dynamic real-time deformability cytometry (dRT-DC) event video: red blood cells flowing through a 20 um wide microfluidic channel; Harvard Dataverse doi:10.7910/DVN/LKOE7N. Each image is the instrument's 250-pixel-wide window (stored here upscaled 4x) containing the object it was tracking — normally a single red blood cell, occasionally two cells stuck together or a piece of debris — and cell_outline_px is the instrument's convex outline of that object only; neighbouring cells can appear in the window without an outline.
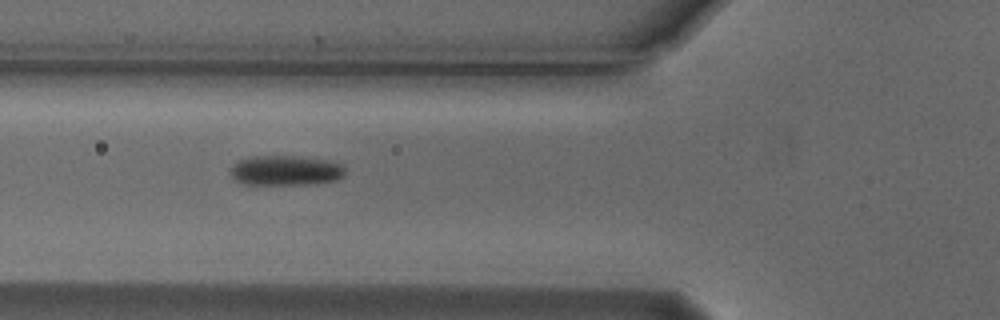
{"species": "Egyptian fruit bat (a non-hibernating species)", "species_latin": "Rousettus aegyptiacus", "temperature_condition": "cold", "stored_images_in_passage": 3, "camera_frame_rate_fps": 3000, "um_per_image_px": 0.085, "animal": {"sex": "male"}, "frame": {"image": 1, "passage_image": 2, "time_ms": 0.333, "image_size_px": [1000, 320], "cell_outline_px": [[344, 176], [336, 180], [308, 184], [244, 184], [236, 180], [232, 176], [232, 164], [240, 160], [252, 156], [292, 156], [324, 160], [344, 164]], "centroid_in_image_um": [24.28, 14.49], "position_along_channel_um": 101.5, "area_um2": 19.77}}